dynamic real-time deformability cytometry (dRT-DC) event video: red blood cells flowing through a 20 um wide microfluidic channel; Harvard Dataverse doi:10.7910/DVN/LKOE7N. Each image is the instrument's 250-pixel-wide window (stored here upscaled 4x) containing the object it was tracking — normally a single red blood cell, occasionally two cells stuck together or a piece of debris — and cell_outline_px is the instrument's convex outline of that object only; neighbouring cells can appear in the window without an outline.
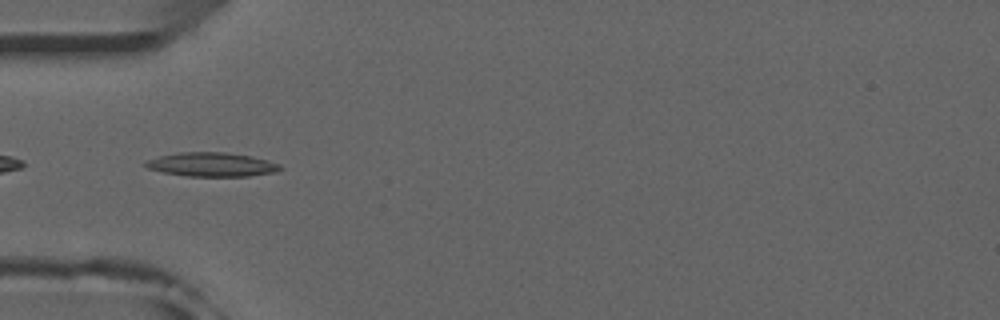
{"species": "common noctule bat (a hibernating species)", "species_latin": "Nyctalus noctula", "temperature_condition": "room temperature", "stored_images_in_passage": 50, "camera_frame_rate_fps": 3000, "um_per_image_px": 0.085, "animal": {"sex": "male", "forearm_length_mm": 52.5}, "frame": {"image": 1, "passage_image": 15, "time_ms": 4.667, "image_size_px": [1000, 320], "cell_outline_px": [[284, 168], [276, 172], [248, 176], [188, 176], [164, 172], [148, 168], [144, 164], [148, 160], [160, 156], [180, 152], [224, 152], [248, 156], [268, 160], [280, 164]], "centroid_in_image_um": [18.04, 13.99], "position_along_channel_um": 67.0, "area_um2": 18.61}}
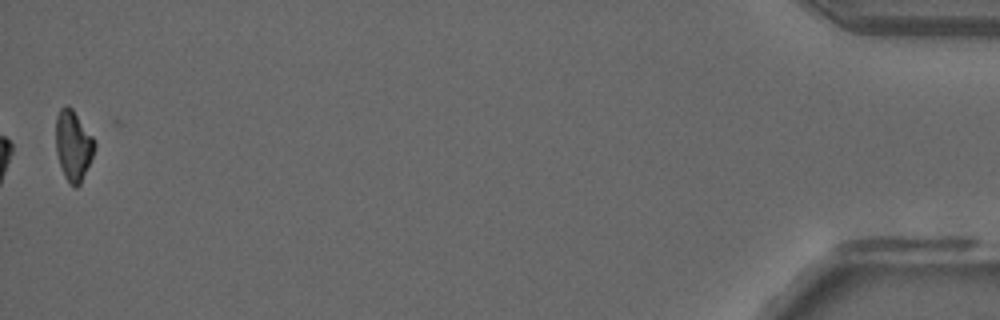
{"frame": {"image": 2, "passage_image": 50, "time_ms": 16.333, "image_size_px": [1000, 320], "cell_outline_px": [[96, 148], [80, 184], [76, 188], [64, 176], [56, 152], [56, 116], [60, 108], [64, 104], [68, 104], [72, 108], [92, 136], [96, 144]], "centroid_in_image_um": [6.22, 12.33], "position_along_channel_um": 429.0, "area_um2": 15.78}, "authors_computed_cell_mechanics": {"area_um2": 16.9932, "velocity_mm_per_s": 3.9358, "shape_relaxation_time_tau1_ms": 10.113, "shape_relaxation_time_tau2_ms": null, "deformation_change_tau1": 0.2459, "deformation_change_tau2": null}}